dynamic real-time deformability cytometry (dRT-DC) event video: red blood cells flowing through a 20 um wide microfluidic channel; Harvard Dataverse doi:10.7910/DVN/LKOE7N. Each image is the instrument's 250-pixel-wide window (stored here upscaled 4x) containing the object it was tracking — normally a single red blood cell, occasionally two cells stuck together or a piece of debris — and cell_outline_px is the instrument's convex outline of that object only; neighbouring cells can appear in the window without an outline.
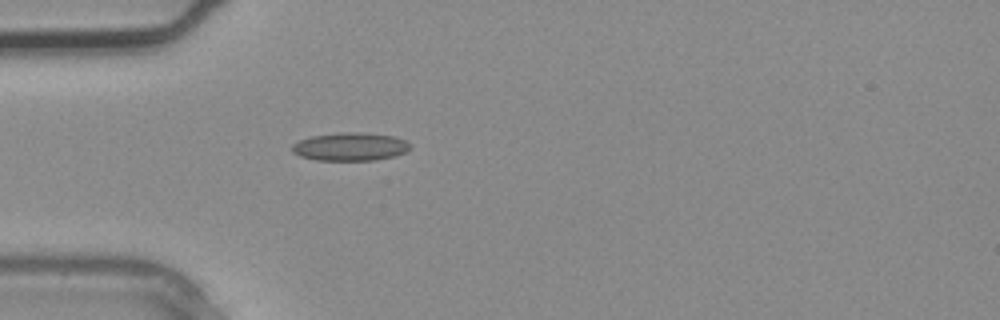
{"species": "common noctule bat (a hibernating species)", "species_latin": "Nyctalus noctula", "temperature_condition": "warm", "stored_images_in_passage": 3, "camera_frame_rate_fps": 3000, "um_per_image_px": 0.085, "animal": {"sex": "male", "body_mass_g": 20.4}, "frame": {"image": 1, "passage_image": 3, "time_ms": 0.667, "image_size_px": [1000, 320], "cell_outline_px": [[412, 148], [396, 156], [376, 160], [316, 160], [300, 156], [292, 152], [292, 144], [300, 140], [312, 136], [340, 132], [360, 132], [396, 136], [404, 140]], "centroid_in_image_um": [29.77, 12.46], "position_along_channel_um": 55.2, "area_um2": 19.42}}